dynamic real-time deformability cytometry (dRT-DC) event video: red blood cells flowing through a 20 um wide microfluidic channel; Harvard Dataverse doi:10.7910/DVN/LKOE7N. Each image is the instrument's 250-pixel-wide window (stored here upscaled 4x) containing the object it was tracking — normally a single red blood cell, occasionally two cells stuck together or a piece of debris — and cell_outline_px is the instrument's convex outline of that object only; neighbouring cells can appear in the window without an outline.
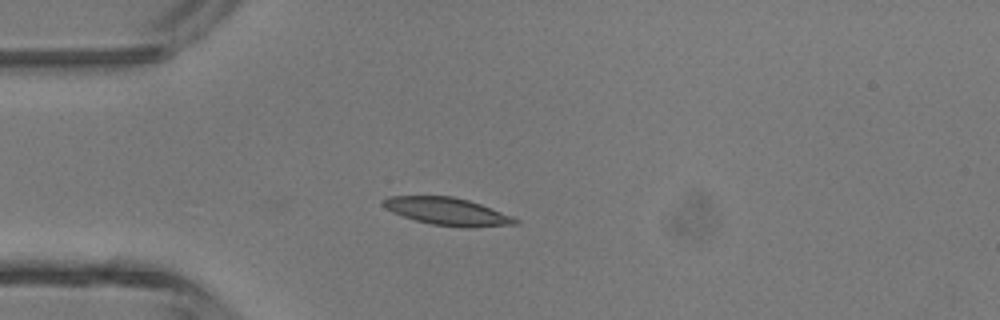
{"species": "common noctule bat (a hibernating species)", "species_latin": "Nyctalus noctula", "temperature_condition": "room temperature", "stored_images_in_passage": 2, "camera_frame_rate_fps": 3000, "um_per_image_px": 0.085, "animal": {"sex": "male", "body_mass_g": 13.3}, "frame": {"image": 1, "passage_image": 1, "time_ms": 0.0, "image_size_px": [1000, 320], "cell_outline_px": [[520, 224], [472, 228], [468, 228], [432, 224], [416, 220], [392, 212], [384, 208], [384, 200], [388, 196], [452, 196], [468, 200], [480, 204], [512, 216], [520, 220]], "centroid_in_image_um": [38.08, 17.98], "position_along_channel_um": 46.9, "area_um2": 21.1}}